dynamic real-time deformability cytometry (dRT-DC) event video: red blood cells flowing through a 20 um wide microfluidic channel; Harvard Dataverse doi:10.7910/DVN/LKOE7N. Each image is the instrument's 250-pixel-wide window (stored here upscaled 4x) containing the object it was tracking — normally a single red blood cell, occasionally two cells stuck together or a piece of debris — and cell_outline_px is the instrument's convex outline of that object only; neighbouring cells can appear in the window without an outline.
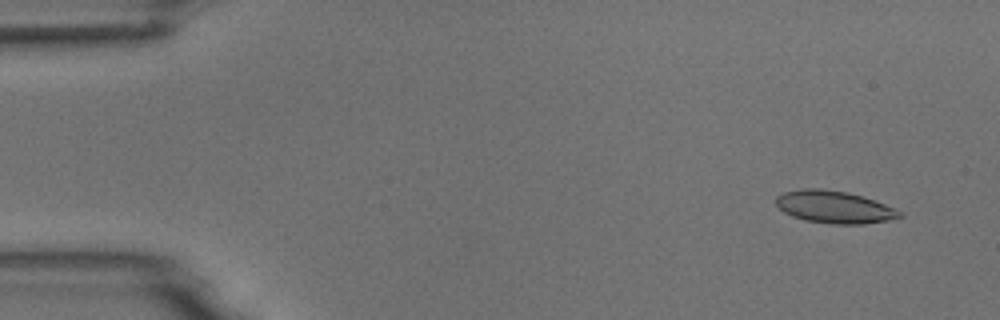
{"species": "common noctule bat (a hibernating species)", "species_latin": "Nyctalus noctula", "temperature_condition": "room temperature", "stored_images_in_passage": 7, "camera_frame_rate_fps": 3000, "um_per_image_px": 0.085, "animal": {"sex": "male", "body_mass_g": 18.8}, "frame": {"image": 1, "passage_image": 1, "time_ms": 0.0, "image_size_px": [1000, 320], "cell_outline_px": [[904, 216], [888, 220], [864, 224], [828, 224], [804, 220], [792, 216], [784, 212], [776, 204], [776, 196], [784, 192], [804, 188], [820, 188], [848, 192], [864, 196], [876, 200], [896, 208], [904, 212]], "centroid_in_image_um": [70.96, 17.59], "position_along_channel_um": 14.0, "area_um2": 23.7}}
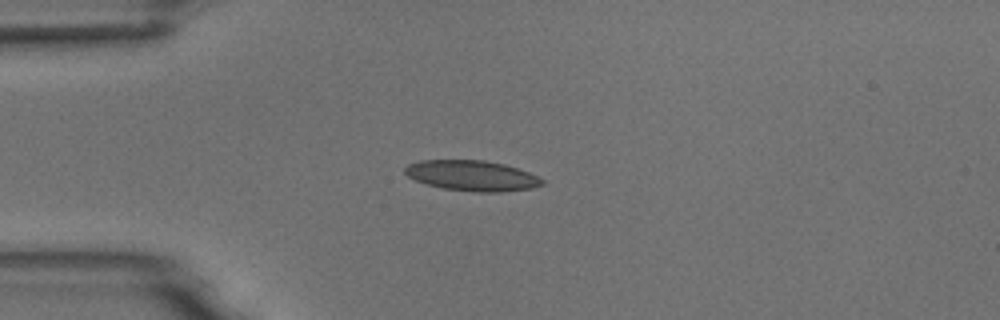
{"frame": {"image": 2, "passage_image": 4, "time_ms": 3.333, "image_size_px": [1000, 320], "cell_outline_px": [[544, 184], [532, 188], [500, 192], [476, 192], [444, 188], [428, 184], [416, 180], [408, 176], [404, 172], [404, 168], [408, 164], [420, 160], [484, 160], [504, 164], [528, 172], [544, 180]], "centroid_in_image_um": [40.12, 14.93], "position_along_channel_um": 44.9, "area_um2": 24.16}}